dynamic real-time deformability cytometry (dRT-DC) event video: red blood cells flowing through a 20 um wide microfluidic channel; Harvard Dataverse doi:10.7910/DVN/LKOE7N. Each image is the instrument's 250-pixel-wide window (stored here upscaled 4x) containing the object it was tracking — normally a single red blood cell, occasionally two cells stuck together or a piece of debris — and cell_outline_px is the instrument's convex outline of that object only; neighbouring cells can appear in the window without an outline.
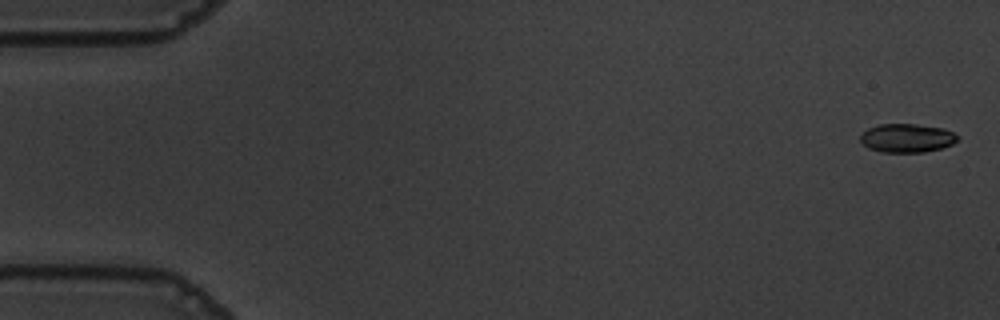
{"species": "common noctule bat (a hibernating species)", "species_latin": "Nyctalus noctula", "temperature_condition": "warm", "stored_images_in_passage": 55, "camera_frame_rate_fps": 3000, "um_per_image_px": 0.085, "animal": {"sex": "male", "body_mass_g": 19.5, "forearm_length_mm": 54.6}, "frame": {"image": 1, "passage_image": 1, "time_ms": 0.0, "image_size_px": [1000, 320], "cell_outline_px": [[956, 140], [952, 144], [940, 148], [924, 152], [880, 152], [868, 148], [860, 140], [860, 136], [868, 128], [880, 124], [916, 124], [944, 128], [952, 132], [956, 136]], "centroid_in_image_um": [77.05, 11.73], "position_along_channel_um": 7.9, "area_um2": 16.07}}
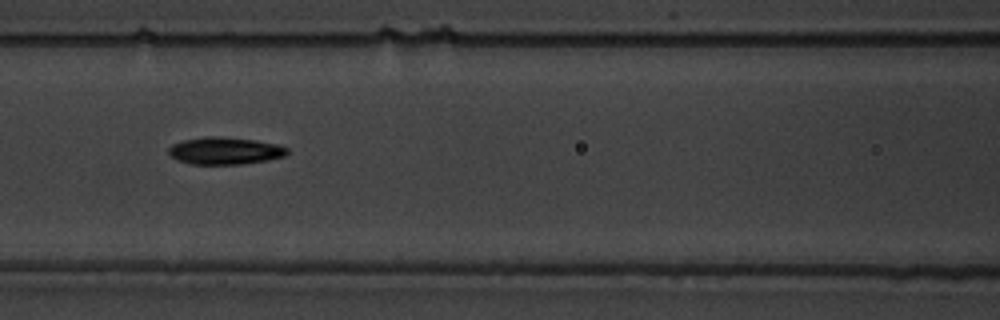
{"frame": {"image": 2, "passage_image": 24, "time_ms": 7.667, "image_size_px": [1000, 320], "cell_outline_px": [[288, 152], [284, 156], [268, 160], [240, 164], [192, 164], [176, 160], [168, 152], [168, 148], [172, 144], [184, 140], [204, 136], [220, 136], [256, 140], [276, 144], [288, 148]], "centroid_in_image_um": [19.1, 12.81], "position_along_channel_um": 147.5, "area_um2": 18.84}}
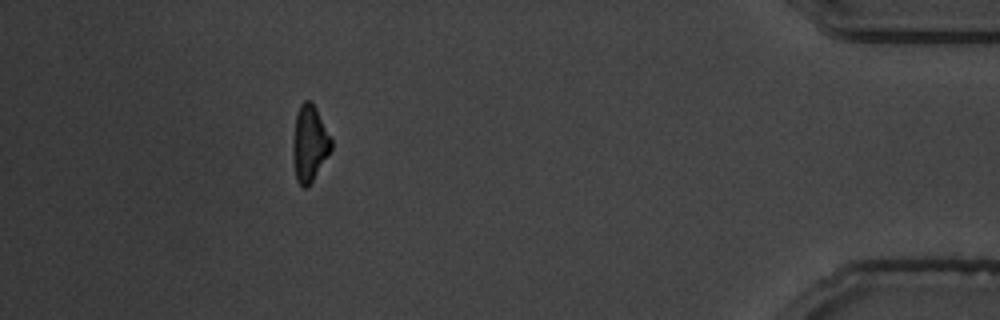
{"frame": {"image": 3, "passage_image": 50, "time_ms": 16.333, "image_size_px": [1000, 320], "cell_outline_px": [[332, 148], [312, 180], [304, 188], [296, 180], [292, 156], [292, 144], [296, 116], [300, 104], [304, 100], [308, 100], [316, 108], [332, 140]], "centroid_in_image_um": [26.29, 12.18], "position_along_channel_um": 408.9, "area_um2": 16.7}, "authors_computed_cell_mechanics": {"area_um2": 17.6868, "velocity_mm_per_s": 3.6459, "shape_relaxation_time_tau1_ms": 4.8905, "shape_relaxation_time_tau2_ms": 4.3624, "deformation_change_tau1": 0.1808, "deformation_change_tau2": 0.1057}}